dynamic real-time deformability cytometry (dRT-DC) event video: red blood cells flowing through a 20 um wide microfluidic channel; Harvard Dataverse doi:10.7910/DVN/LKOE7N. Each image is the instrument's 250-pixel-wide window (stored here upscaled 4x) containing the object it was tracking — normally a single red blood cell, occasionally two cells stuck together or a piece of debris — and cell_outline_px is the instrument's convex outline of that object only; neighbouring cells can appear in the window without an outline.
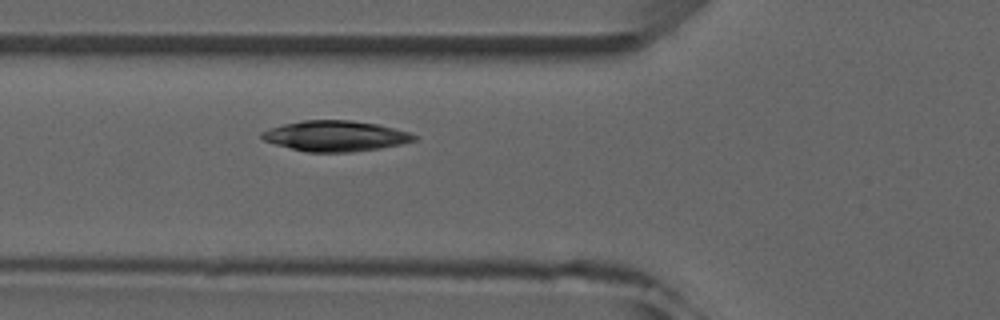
{"species": "common noctule bat (a hibernating species)", "species_latin": "Nyctalus noctula", "temperature_condition": "room temperature", "stored_images_in_passage": 3, "camera_frame_rate_fps": 3000, "um_per_image_px": 0.085, "animal": {"sex": "male", "forearm_length_mm": 52.5}, "frame": {"image": 1, "passage_image": 3, "time_ms": 2.667, "image_size_px": [1000, 320], "cell_outline_px": [[416, 140], [400, 144], [380, 148], [348, 152], [308, 152], [276, 144], [264, 140], [260, 136], [260, 132], [284, 124], [304, 120], [348, 120], [376, 124], [408, 132], [416, 136]], "centroid_in_image_um": [28.5, 11.56], "position_along_channel_um": 97.3, "area_um2": 26.65}}